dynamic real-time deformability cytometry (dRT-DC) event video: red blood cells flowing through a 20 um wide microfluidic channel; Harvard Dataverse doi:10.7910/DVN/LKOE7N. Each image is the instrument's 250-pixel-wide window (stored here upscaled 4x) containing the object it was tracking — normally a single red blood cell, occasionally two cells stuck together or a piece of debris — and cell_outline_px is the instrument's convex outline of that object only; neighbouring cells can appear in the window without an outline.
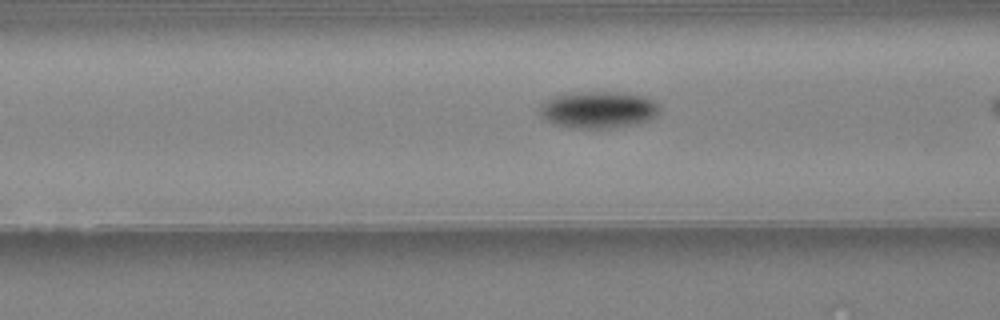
{"species": "Egyptian fruit bat (a non-hibernating species)", "species_latin": "Rousettus aegyptiacus", "temperature_condition": "warm", "stored_images_in_passage": 38, "camera_frame_rate_fps": 3000, "um_per_image_px": 0.085, "animal": {"sex": "female"}, "frame": {"image": 1, "passage_image": 15, "time_ms": 4.667, "image_size_px": [1000, 320], "cell_outline_px": [[660, 112], [656, 116], [648, 120], [632, 124], [608, 128], [572, 128], [556, 124], [544, 120], [540, 116], [540, 104], [556, 96], [568, 92], [624, 92], [648, 96], [660, 104]], "centroid_in_image_um": [50.89, 9.31], "position_along_channel_um": 115.7, "area_um2": 26.01}}